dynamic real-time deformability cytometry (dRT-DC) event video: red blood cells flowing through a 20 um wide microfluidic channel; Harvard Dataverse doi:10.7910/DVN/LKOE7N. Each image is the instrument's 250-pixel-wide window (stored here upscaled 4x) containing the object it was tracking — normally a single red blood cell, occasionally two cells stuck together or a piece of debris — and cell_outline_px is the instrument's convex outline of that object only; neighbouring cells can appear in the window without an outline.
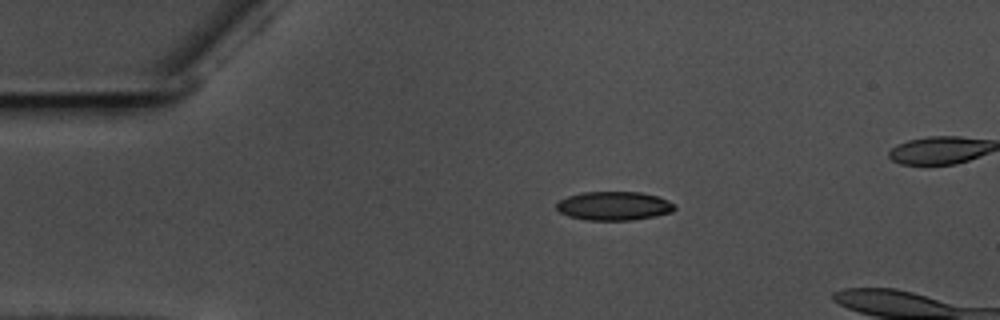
{"species": "common noctule bat (a hibernating species)", "species_latin": "Nyctalus noctula", "temperature_condition": "warm", "stored_images_in_passage": 43, "camera_frame_rate_fps": 3000, "um_per_image_px": 0.085, "animal": {"sex": "male", "body_mass_g": 17.5, "forearm_length_mm": 52.3}, "frame": {"image": 1, "passage_image": 1, "time_ms": 0.0, "image_size_px": [1000, 320], "cell_outline_px": [[676, 208], [672, 212], [656, 216], [632, 220], [584, 220], [568, 216], [560, 212], [556, 208], [556, 204], [560, 200], [568, 196], [580, 192], [640, 192], [656, 196], [668, 200], [676, 204]], "centroid_in_image_um": [52.19, 17.5], "position_along_channel_um": 32.8, "area_um2": 19.94}}
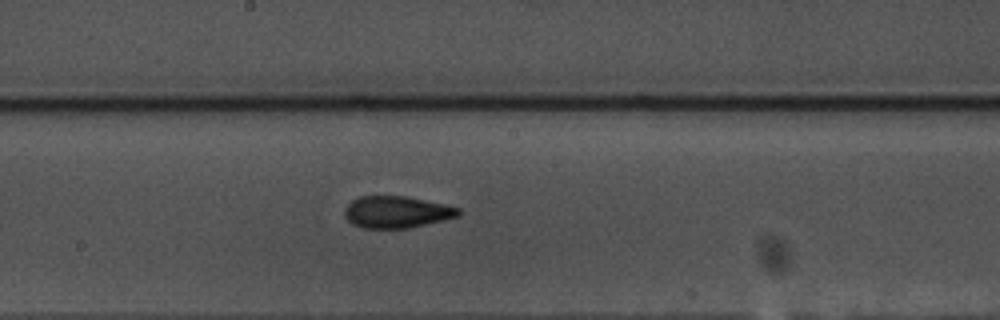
{"frame": {"image": 2, "passage_image": 20, "time_ms": 6.333, "image_size_px": [1000, 320], "cell_outline_px": [[460, 216], [444, 220], [408, 228], [360, 228], [352, 224], [344, 216], [344, 208], [352, 200], [360, 196], [404, 196], [444, 204], [460, 208]], "centroid_in_image_um": [33.69, 18.03], "position_along_channel_um": 214.5, "area_um2": 21.15}}
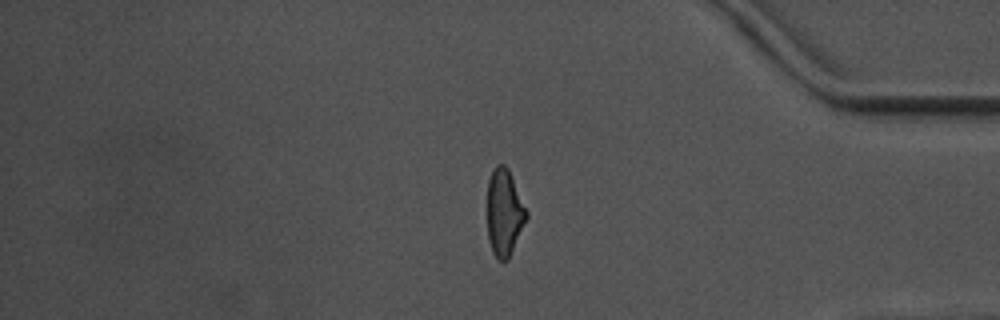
{"frame": {"image": 3, "passage_image": 37, "time_ms": 12.0, "image_size_px": [1000, 320], "cell_outline_px": [[528, 216], [508, 260], [496, 260], [492, 252], [488, 240], [488, 180], [496, 164], [504, 164], [508, 168], [528, 212]], "centroid_in_image_um": [42.86, 18.08], "position_along_channel_um": 392.3, "area_um2": 19.77}}